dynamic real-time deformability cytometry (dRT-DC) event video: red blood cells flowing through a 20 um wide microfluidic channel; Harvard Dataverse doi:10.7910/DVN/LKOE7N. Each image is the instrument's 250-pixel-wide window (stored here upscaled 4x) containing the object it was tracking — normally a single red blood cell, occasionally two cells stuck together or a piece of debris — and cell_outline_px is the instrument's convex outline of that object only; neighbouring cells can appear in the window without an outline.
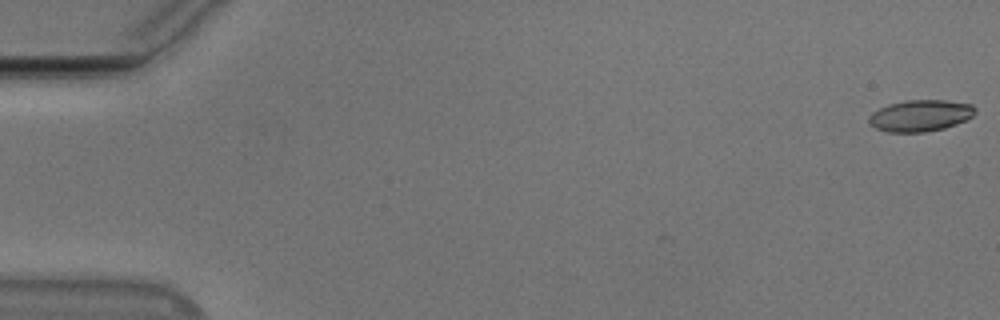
{"species": "Egyptian fruit bat (a non-hibernating species)", "species_latin": "Rousettus aegyptiacus", "temperature_condition": "cold", "stored_images_in_passage": 32, "camera_frame_rate_fps": 3000, "um_per_image_px": 0.085, "animal": {"sex": "male"}, "frame": {"image": 1, "passage_image": 1, "time_ms": 0.0, "image_size_px": [1000, 320], "cell_outline_px": [[976, 112], [972, 116], [956, 124], [944, 128], [924, 132], [888, 132], [876, 128], [868, 120], [868, 116], [872, 112], [888, 104], [904, 100], [948, 100], [972, 104], [976, 108]], "centroid_in_image_um": [78.23, 9.81], "position_along_channel_um": 6.8, "area_um2": 19.54}}
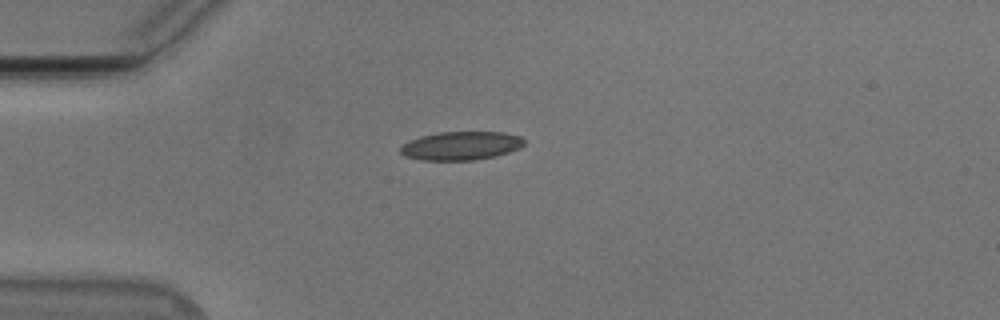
{"frame": {"image": 2, "passage_image": 15, "time_ms": 4.667, "image_size_px": [1000, 320], "cell_outline_px": [[524, 144], [520, 148], [496, 156], [472, 160], [420, 160], [404, 156], [400, 152], [400, 148], [404, 144], [420, 136], [440, 132], [504, 132], [520, 136], [524, 140]], "centroid_in_image_um": [39.2, 12.39], "position_along_channel_um": 45.8, "area_um2": 20.52}}
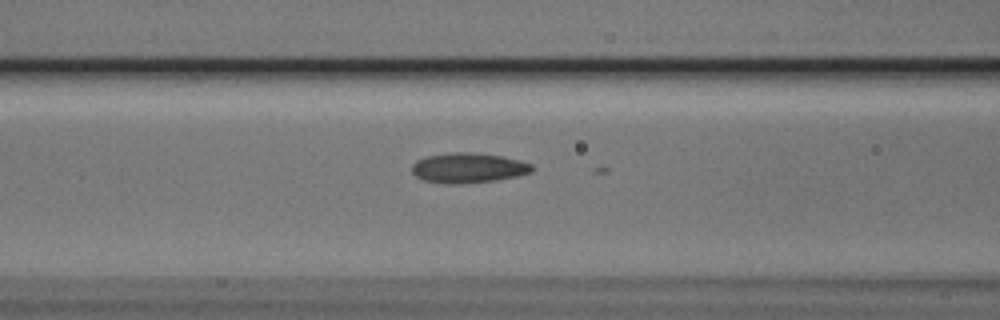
{"frame": {"image": 3, "passage_image": 23, "time_ms": 7.333, "image_size_px": [1000, 320], "cell_outline_px": [[532, 172], [516, 176], [496, 180], [460, 184], [448, 184], [424, 180], [416, 176], [412, 172], [412, 164], [416, 160], [424, 156], [452, 152], [472, 152], [500, 156], [520, 160], [532, 164]], "centroid_in_image_um": [39.77, 14.26], "position_along_channel_um": 126.8, "area_um2": 21.04}}